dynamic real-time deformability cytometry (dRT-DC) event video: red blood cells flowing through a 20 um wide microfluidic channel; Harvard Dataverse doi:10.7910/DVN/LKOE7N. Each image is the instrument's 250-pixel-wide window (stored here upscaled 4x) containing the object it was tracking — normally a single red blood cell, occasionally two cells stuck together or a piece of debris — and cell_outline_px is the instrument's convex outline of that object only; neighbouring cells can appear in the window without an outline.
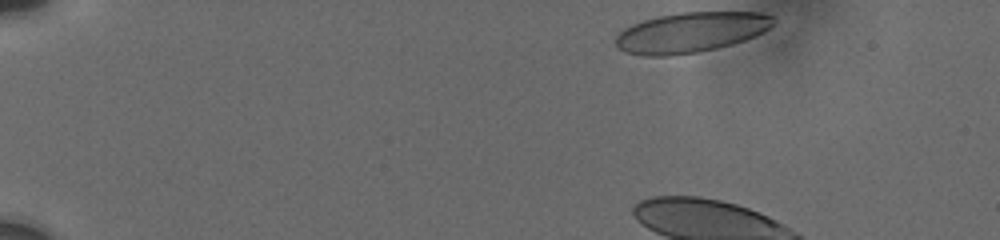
{"species": "human", "species_latin": "Homo sapiens", "temperature_condition": "cold", "stored_images_in_passage": 34, "camera_frame_rate_fps": 3000, "um_per_image_px": 0.085, "donor": {"sex": "male"}, "frame": {"image": 1, "passage_image": 1, "time_ms": 0.0, "image_size_px": [1000, 240], "cell_outline_px": [[776, 20], [768, 28], [744, 40], [732, 44], [700, 52], [668, 56], [640, 56], [624, 52], [616, 48], [616, 36], [624, 28], [632, 24], [644, 20], [660, 16], [680, 12], [760, 12], [772, 16]], "centroid_in_image_um": [58.67, 2.76], "position_along_channel_um": 26.3, "area_um2": 36.93}}